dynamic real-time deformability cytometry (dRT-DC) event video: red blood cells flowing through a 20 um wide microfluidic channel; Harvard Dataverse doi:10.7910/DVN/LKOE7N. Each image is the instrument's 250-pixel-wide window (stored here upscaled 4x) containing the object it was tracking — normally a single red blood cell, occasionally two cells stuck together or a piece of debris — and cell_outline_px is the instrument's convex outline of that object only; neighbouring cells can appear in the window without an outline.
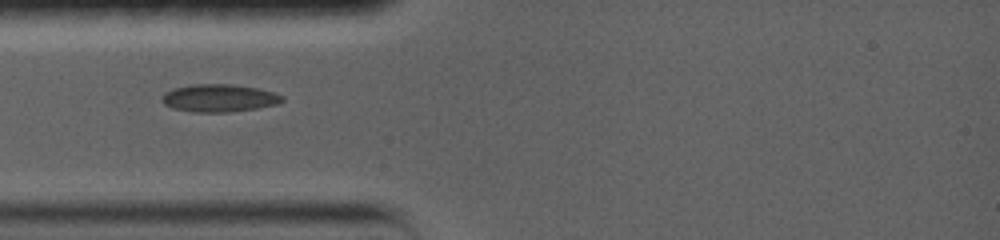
{"species": "common noctule bat (a hibernating species)", "species_latin": "Nyctalus noctula", "temperature_condition": "warm", "stored_images_in_passage": 55, "camera_frame_rate_fps": 5000, "um_per_image_px": 0.085, "animal": {"sex": "female", "body_mass_g": 19.0, "forearm_length_mm": 56.7}, "frame": {"image": 1, "passage_image": 1, "time_ms": 0.0, "image_size_px": [1000, 240], "cell_outline_px": [[284, 100], [272, 104], [252, 108], [220, 112], [196, 112], [172, 108], [164, 104], [164, 96], [168, 92], [176, 88], [192, 84], [232, 84], [256, 88], [272, 92], [280, 96]], "centroid_in_image_um": [18.58, 8.32], "position_along_channel_um": 66.4, "area_um2": 18.5}}
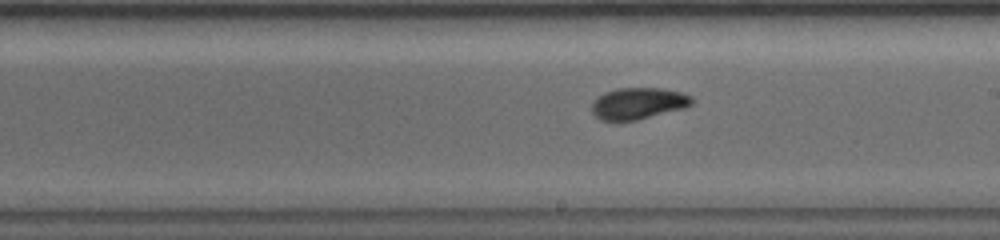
{"frame": {"image": 2, "passage_image": 23, "time_ms": 4.4, "image_size_px": [1000, 240], "cell_outline_px": [[692, 100], [688, 104], [676, 108], [636, 120], [604, 120], [592, 108], [596, 100], [600, 96], [608, 92], [620, 88], [660, 88], [680, 92], [688, 96]], "centroid_in_image_um": [54.22, 8.76], "position_along_channel_um": 234.8, "area_um2": 16.94}}
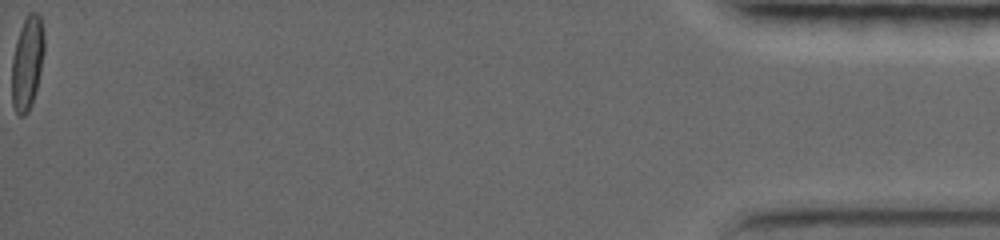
{"frame": {"image": 3, "passage_image": 55, "time_ms": 13.4, "image_size_px": [1000, 240], "cell_outline_px": [[44, 52], [40, 72], [32, 104], [28, 112], [24, 116], [20, 116], [16, 112], [12, 104], [12, 60], [16, 40], [20, 28], [28, 12], [36, 12], [40, 16], [44, 32]], "centroid_in_image_um": [2.31, 5.33], "position_along_channel_um": 432.9, "area_um2": 17.69}}